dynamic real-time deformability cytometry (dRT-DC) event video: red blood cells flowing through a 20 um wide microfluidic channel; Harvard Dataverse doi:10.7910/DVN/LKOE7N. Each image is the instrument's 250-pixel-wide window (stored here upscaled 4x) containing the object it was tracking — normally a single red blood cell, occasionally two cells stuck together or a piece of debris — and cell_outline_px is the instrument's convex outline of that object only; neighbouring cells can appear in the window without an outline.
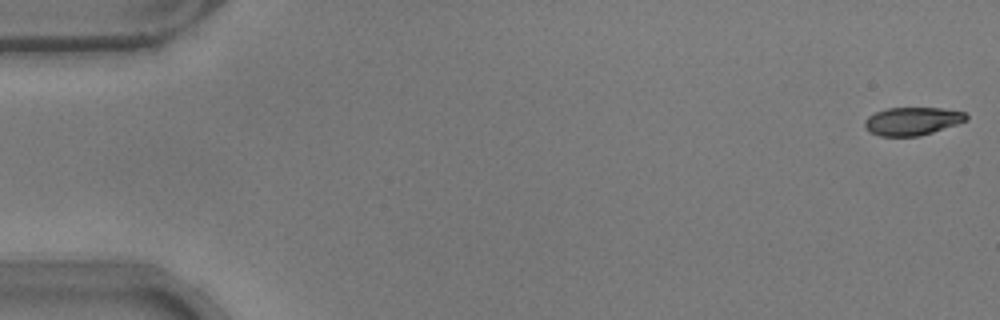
{"species": "common noctule bat (a hibernating species)", "species_latin": "Nyctalus noctula", "temperature_condition": "warm", "stored_images_in_passage": 12, "camera_frame_rate_fps": 3000, "um_per_image_px": 0.085, "animal": {"sex": "male", "body_mass_g": 17.9}, "frame": {"image": 1, "passage_image": 1, "time_ms": 0.0, "image_size_px": [1000, 320], "cell_outline_px": [[968, 120], [920, 136], [880, 136], [868, 132], [864, 124], [864, 120], [868, 116], [876, 112], [888, 108], [940, 108], [964, 112], [968, 116]], "centroid_in_image_um": [77.52, 10.3], "position_along_channel_um": 7.5, "area_um2": 16.53}}